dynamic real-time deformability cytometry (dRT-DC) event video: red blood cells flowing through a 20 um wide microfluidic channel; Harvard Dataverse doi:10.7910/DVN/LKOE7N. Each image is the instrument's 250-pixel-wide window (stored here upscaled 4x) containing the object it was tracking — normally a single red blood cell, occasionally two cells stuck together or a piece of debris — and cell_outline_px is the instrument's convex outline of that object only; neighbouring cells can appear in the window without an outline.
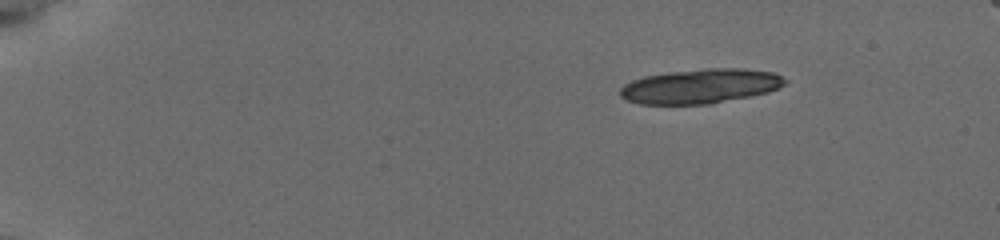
{"species": "common noctule bat (a hibernating species)", "species_latin": "Nyctalus noctula", "temperature_condition": "cold", "stored_images_in_passage": 19, "camera_frame_rate_fps": 3000, "um_per_image_px": 0.085, "animal": {"sex": "female", "body_mass_g": 19.5, "forearm_length_mm": 54.1}, "frame": {"image": 1, "passage_image": 1, "time_ms": 0.0, "image_size_px": [1000, 240], "cell_outline_px": [[788, 80], [780, 88], [768, 92], [708, 104], [640, 104], [624, 100], [620, 96], [620, 88], [624, 84], [632, 80], [644, 76], [668, 72], [708, 68], [740, 68], [772, 72]], "centroid_in_image_um": [59.5, 7.32], "position_along_channel_um": 25.5, "area_um2": 33.12}}